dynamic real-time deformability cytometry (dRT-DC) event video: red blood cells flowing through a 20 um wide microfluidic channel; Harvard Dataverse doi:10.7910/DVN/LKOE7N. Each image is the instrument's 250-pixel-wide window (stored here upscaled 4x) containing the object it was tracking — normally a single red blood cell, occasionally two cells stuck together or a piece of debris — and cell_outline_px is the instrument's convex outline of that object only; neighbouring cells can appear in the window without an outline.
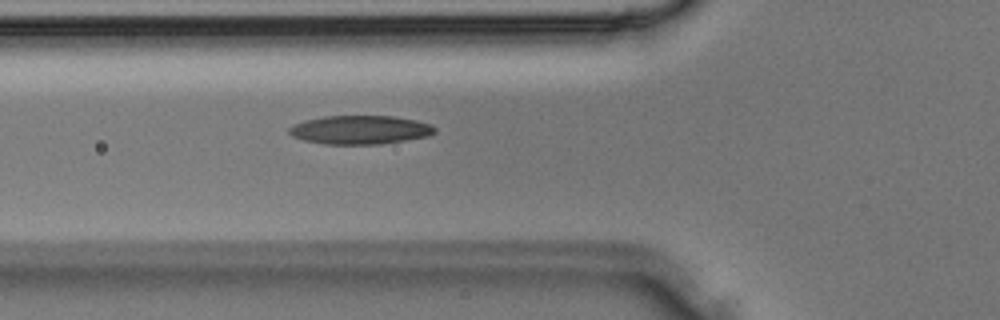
{"species": "Egyptian fruit bat (a non-hibernating species)", "species_latin": "Rousettus aegyptiacus", "temperature_condition": "room temperature", "stored_images_in_passage": 29, "camera_frame_rate_fps": 3000, "um_per_image_px": 0.085, "animal": {"sex": "male"}, "frame": {"image": 1, "passage_image": 5, "time_ms": 1.333, "image_size_px": [1000, 320], "cell_outline_px": [[436, 132], [428, 136], [380, 144], [324, 144], [304, 140], [292, 136], [288, 132], [288, 128], [296, 124], [308, 120], [324, 116], [392, 116], [416, 120], [432, 124], [436, 128]], "centroid_in_image_um": [30.64, 11.03], "position_along_channel_um": 95.2, "area_um2": 24.22}}
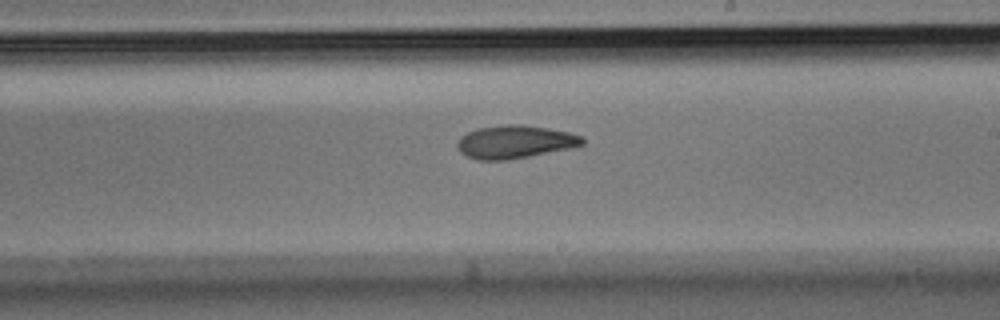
{"frame": {"image": 2, "passage_image": 13, "time_ms": 4.0, "image_size_px": [1000, 320], "cell_outline_px": [[584, 144], [572, 148], [508, 160], [476, 160], [460, 152], [456, 148], [456, 144], [460, 136], [468, 132], [480, 128], [508, 124], [520, 124], [548, 128], [568, 132], [580, 136], [584, 140]], "centroid_in_image_um": [43.75, 12.07], "position_along_channel_um": 245.3, "area_um2": 24.04}}
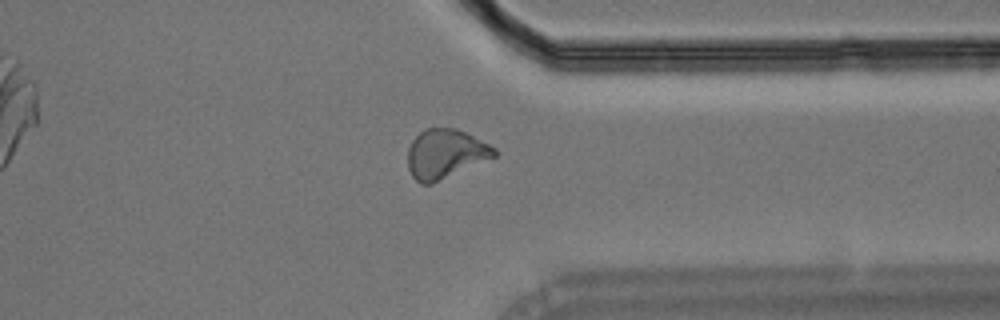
{"frame": {"image": 3, "passage_image": 20, "time_ms": 6.333, "image_size_px": [1000, 320], "cell_outline_px": [[496, 156], [432, 184], [420, 184], [412, 176], [408, 168], [408, 148], [412, 140], [424, 128], [456, 128], [496, 148]], "centroid_in_image_um": [37.82, 13.08], "position_along_channel_um": 373.6, "area_um2": 24.68}}